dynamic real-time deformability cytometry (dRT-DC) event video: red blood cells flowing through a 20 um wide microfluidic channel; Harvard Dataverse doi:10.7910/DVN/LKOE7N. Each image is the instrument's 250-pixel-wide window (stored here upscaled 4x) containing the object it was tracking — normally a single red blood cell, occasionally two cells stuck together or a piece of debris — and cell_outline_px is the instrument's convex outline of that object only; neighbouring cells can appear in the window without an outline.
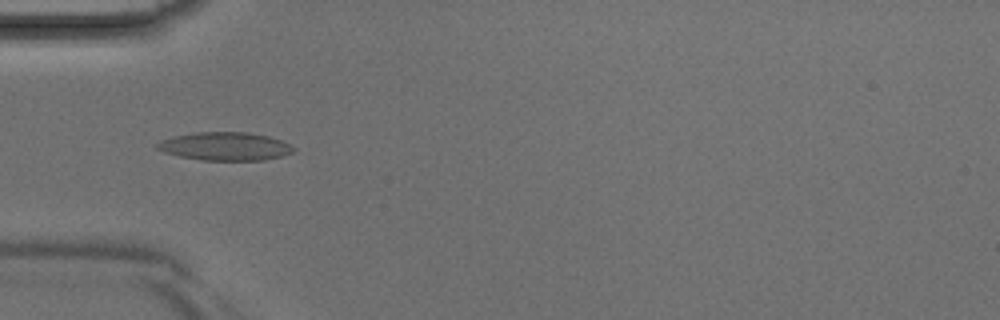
{"species": "Egyptian fruit bat (a non-hibernating species)", "species_latin": "Rousettus aegyptiacus", "temperature_condition": "room temperature", "stored_images_in_passage": 39, "camera_frame_rate_fps": 3000, "um_per_image_px": 0.085, "animal": {"sex": "male"}, "frame": {"image": 1, "passage_image": 10, "time_ms": 3.0, "image_size_px": [1000, 320], "cell_outline_px": [[296, 148], [292, 152], [280, 156], [264, 160], [200, 160], [180, 156], [164, 152], [156, 148], [156, 144], [160, 140], [172, 136], [196, 132], [248, 132], [268, 136], [292, 144]], "centroid_in_image_um": [19.12, 12.43], "position_along_channel_um": 65.9, "area_um2": 22.48}}
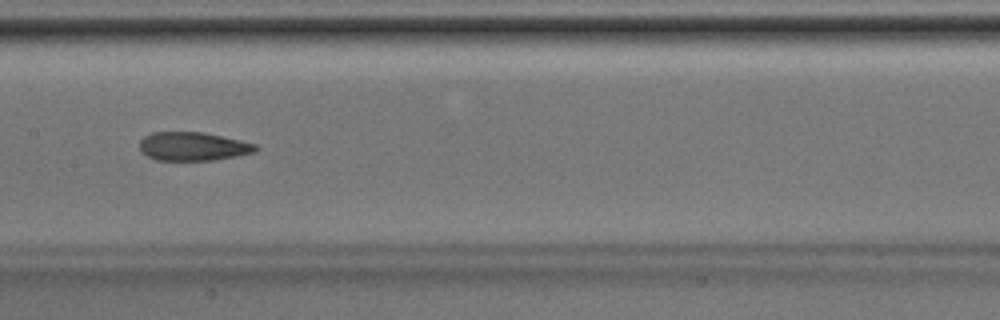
{"frame": {"image": 2, "passage_image": 18, "time_ms": 5.667, "image_size_px": [1000, 320], "cell_outline_px": [[260, 148], [256, 152], [236, 156], [212, 160], [156, 160], [140, 152], [140, 140], [144, 136], [152, 132], [204, 132], [240, 140], [256, 144]], "centroid_in_image_um": [16.41, 12.44], "position_along_channel_um": 191.0, "area_um2": 19.42}}
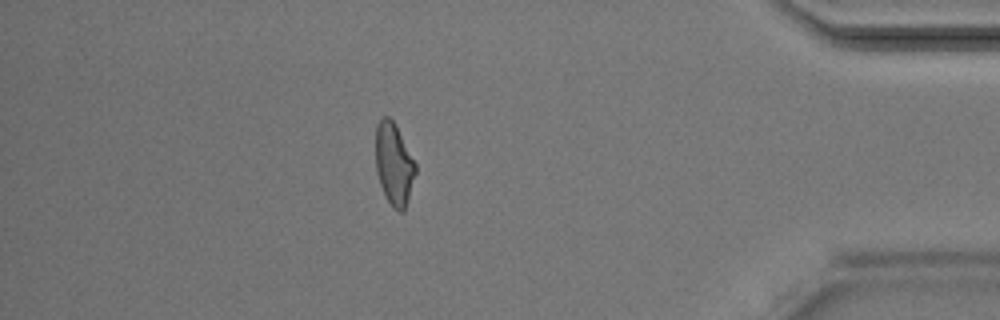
{"frame": {"image": 3, "passage_image": 34, "time_ms": 11.0, "image_size_px": [1000, 320], "cell_outline_px": [[416, 172], [404, 212], [396, 212], [392, 208], [380, 184], [376, 172], [376, 124], [384, 116], [388, 116], [396, 124], [416, 164]], "centroid_in_image_um": [33.48, 13.95], "position_along_channel_um": 401.7, "area_um2": 19.07}}